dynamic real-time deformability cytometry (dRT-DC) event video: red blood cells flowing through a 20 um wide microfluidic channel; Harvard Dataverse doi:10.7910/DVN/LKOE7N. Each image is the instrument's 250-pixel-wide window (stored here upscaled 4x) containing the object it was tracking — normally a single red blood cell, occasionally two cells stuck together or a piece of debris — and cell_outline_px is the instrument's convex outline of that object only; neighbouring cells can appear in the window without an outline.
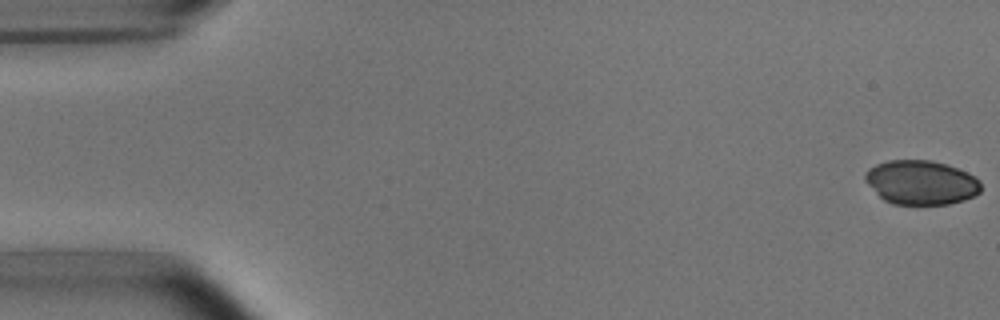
{"species": "common noctule bat (a hibernating species)", "species_latin": "Nyctalus noctula", "temperature_condition": "room temperature", "stored_images_in_passage": 10, "camera_frame_rate_fps": 3000, "um_per_image_px": 0.085, "animal": {"sex": "male", "body_mass_g": 15.6}, "frame": {"image": 1, "passage_image": 1, "time_ms": 0.0, "image_size_px": [1000, 320], "cell_outline_px": [[980, 192], [976, 196], [964, 200], [948, 204], [892, 204], [884, 200], [864, 180], [864, 176], [868, 168], [876, 164], [888, 160], [932, 160], [948, 164], [976, 176], [980, 180]], "centroid_in_image_um": [78.31, 15.5], "position_along_channel_um": 6.7, "area_um2": 30.06}}